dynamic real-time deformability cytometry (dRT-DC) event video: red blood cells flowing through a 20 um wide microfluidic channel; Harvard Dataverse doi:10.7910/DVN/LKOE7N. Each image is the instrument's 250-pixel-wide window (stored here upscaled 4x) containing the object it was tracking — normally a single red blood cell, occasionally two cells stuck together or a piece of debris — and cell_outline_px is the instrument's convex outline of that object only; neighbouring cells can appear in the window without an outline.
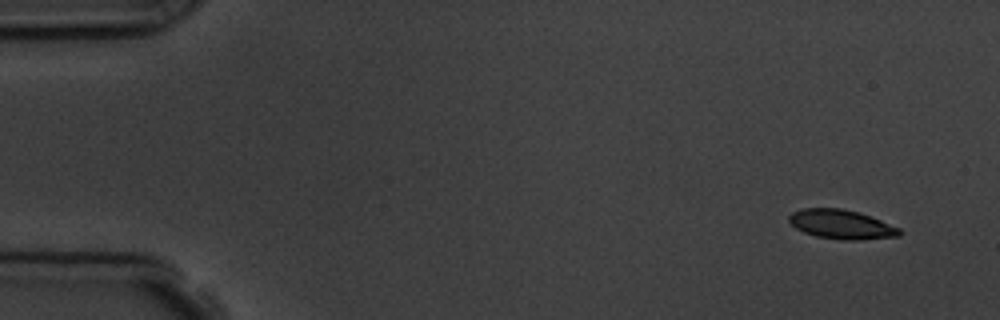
{"species": "common noctule bat (a hibernating species)", "species_latin": "Nyctalus noctula", "temperature_condition": "room temperature", "stored_images_in_passage": 10, "camera_frame_rate_fps": 3000, "um_per_image_px": 0.085, "animal": {"sex": "male", "body_mass_g": 19.5, "forearm_length_mm": 54.6}, "frame": {"image": 1, "passage_image": 1, "time_ms": 0.0, "image_size_px": [1000, 320], "cell_outline_px": [[904, 232], [900, 236], [860, 240], [840, 240], [816, 236], [804, 232], [796, 228], [788, 220], [788, 216], [792, 212], [804, 208], [840, 208], [860, 212], [900, 228]], "centroid_in_image_um": [71.54, 19.07], "position_along_channel_um": 13.5, "area_um2": 18.96}}
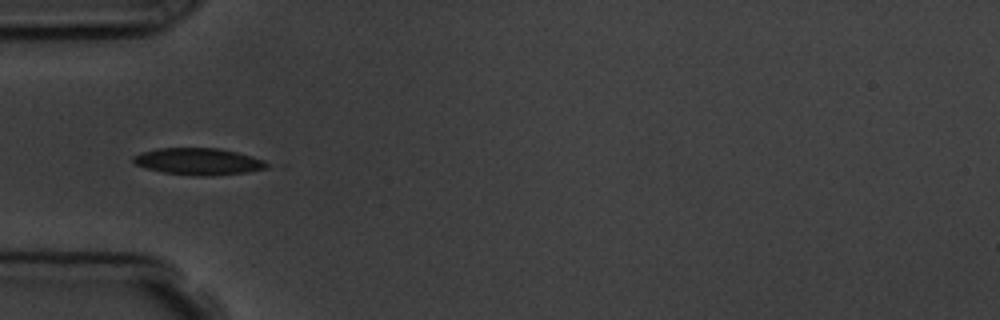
{"frame": {"image": 2, "passage_image": 5, "time_ms": 4.667, "image_size_px": [1000, 320], "cell_outline_px": [[272, 164], [268, 168], [244, 172], [212, 176], [196, 176], [164, 172], [144, 168], [136, 164], [132, 160], [132, 156], [140, 152], [156, 148], [220, 148], [252, 156], [264, 160]], "centroid_in_image_um": [16.86, 13.72], "position_along_channel_um": 68.1, "area_um2": 21.04}}
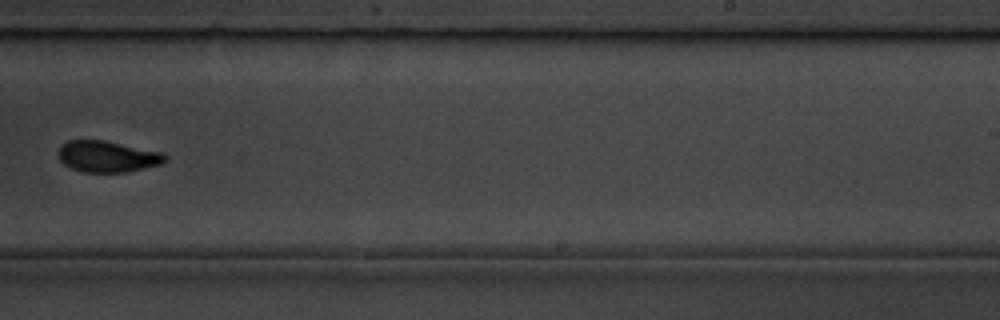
{"frame": {"image": 3, "passage_image": 10, "time_ms": 10.333, "image_size_px": [1000, 320], "cell_outline_px": [[168, 160], [160, 164], [128, 172], [84, 172], [72, 168], [64, 164], [60, 160], [56, 152], [60, 144], [68, 140], [104, 140], [164, 152], [168, 156]], "centroid_in_image_um": [9.13, 13.29], "position_along_channel_um": 279.9, "area_um2": 19.77}}